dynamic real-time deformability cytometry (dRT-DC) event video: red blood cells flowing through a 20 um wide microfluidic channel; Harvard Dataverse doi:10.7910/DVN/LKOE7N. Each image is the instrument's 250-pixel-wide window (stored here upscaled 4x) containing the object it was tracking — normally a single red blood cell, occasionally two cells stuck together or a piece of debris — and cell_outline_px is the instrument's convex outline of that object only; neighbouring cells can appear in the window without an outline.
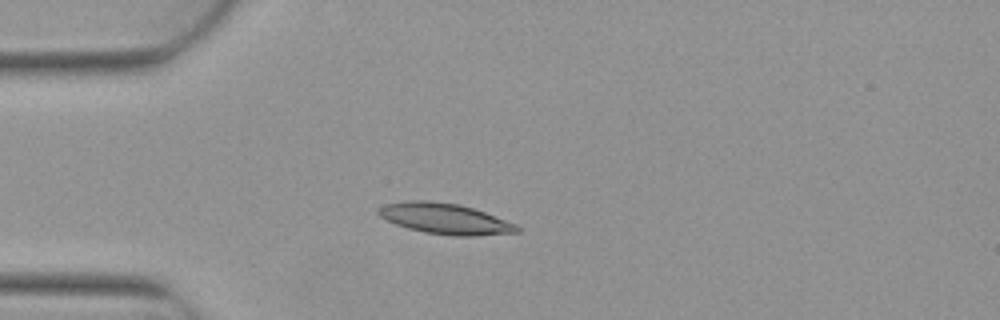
{"species": "Egyptian fruit bat (a non-hibernating species)", "species_latin": "Rousettus aegyptiacus", "temperature_condition": "warm", "stored_images_in_passage": 5, "camera_frame_rate_fps": 3000, "um_per_image_px": 0.085, "animal": {"sex": "female"}, "frame": {"image": 1, "passage_image": 4, "time_ms": 1.0, "image_size_px": [1000, 320], "cell_outline_px": [[520, 232], [476, 236], [452, 236], [424, 232], [408, 228], [396, 224], [380, 216], [376, 212], [384, 204], [412, 200], [428, 200], [460, 204], [484, 212], [516, 224], [520, 228]], "centroid_in_image_um": [37.84, 18.59], "position_along_channel_um": 47.2, "area_um2": 24.74}}